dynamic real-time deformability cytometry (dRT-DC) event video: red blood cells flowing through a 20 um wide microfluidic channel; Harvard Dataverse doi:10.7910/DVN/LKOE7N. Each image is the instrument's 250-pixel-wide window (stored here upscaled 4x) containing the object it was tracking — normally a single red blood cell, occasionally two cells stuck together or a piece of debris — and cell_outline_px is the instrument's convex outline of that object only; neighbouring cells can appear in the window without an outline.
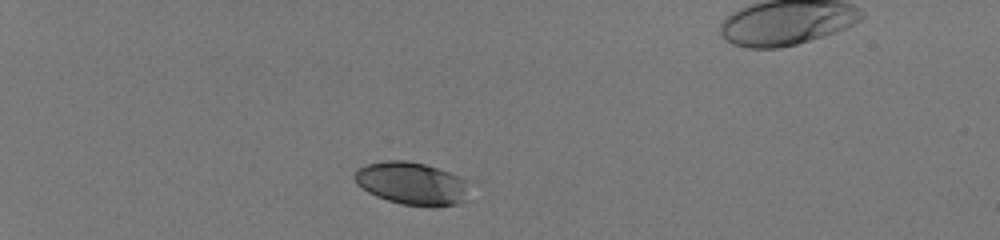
{"species": "human", "species_latin": "Homo sapiens", "temperature_condition": "room temperature", "stored_images_in_passage": 41, "camera_frame_rate_fps": 3000, "um_per_image_px": 0.085, "donor": {"sex": "male"}, "frame": {"image": 1, "passage_image": 5, "time_ms": 1.333, "image_size_px": [1000, 240], "cell_outline_px": [[464, 200], [456, 204], [436, 208], [432, 208], [404, 204], [388, 200], [376, 196], [368, 192], [356, 184], [352, 176], [360, 168], [368, 164], [388, 160], [404, 160], [424, 164], [448, 172], [464, 180]], "centroid_in_image_um": [34.92, 15.61], "position_along_channel_um": 50.1, "area_um2": 28.03}}
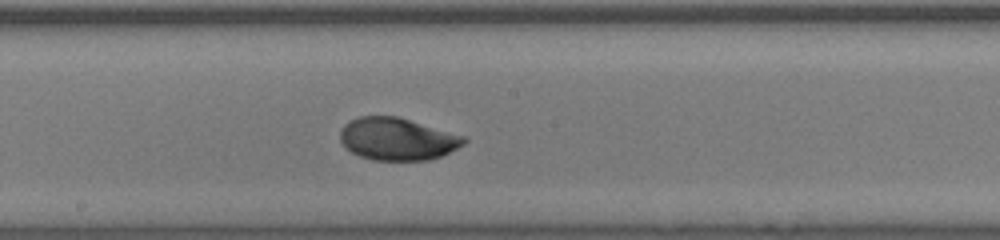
{"frame": {"image": 2, "passage_image": 22, "time_ms": 7.0, "image_size_px": [1000, 240], "cell_outline_px": [[468, 140], [464, 144], [440, 156], [428, 160], [372, 160], [360, 156], [352, 152], [340, 140], [340, 128], [344, 124], [360, 116], [396, 116], [464, 136]], "centroid_in_image_um": [33.75, 11.81], "position_along_channel_um": 214.4, "area_um2": 30.23}}
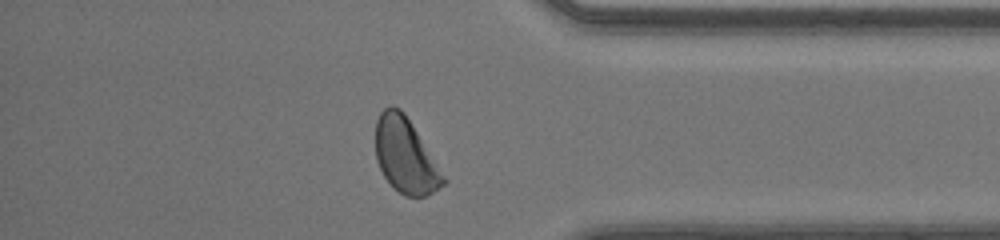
{"frame": {"image": 3, "passage_image": 36, "time_ms": 11.667, "image_size_px": [1000, 240], "cell_outline_px": [[448, 180], [444, 184], [432, 192], [424, 196], [404, 196], [384, 176], [376, 160], [376, 120], [380, 112], [384, 108], [392, 104], [400, 108], [404, 112]], "centroid_in_image_um": [34.46, 13.2], "position_along_channel_um": 400.7, "area_um2": 29.3}, "authors_computed_cell_mechanics": {"area_um2": 29.8248, "velocity_mm_per_s": 4.1118, "shape_relaxation_time_tau1_ms": 2.7644, "shape_relaxation_time_tau2_ms": null, "deformation_change_tau1": 0.1438, "deformation_change_tau2": null}}